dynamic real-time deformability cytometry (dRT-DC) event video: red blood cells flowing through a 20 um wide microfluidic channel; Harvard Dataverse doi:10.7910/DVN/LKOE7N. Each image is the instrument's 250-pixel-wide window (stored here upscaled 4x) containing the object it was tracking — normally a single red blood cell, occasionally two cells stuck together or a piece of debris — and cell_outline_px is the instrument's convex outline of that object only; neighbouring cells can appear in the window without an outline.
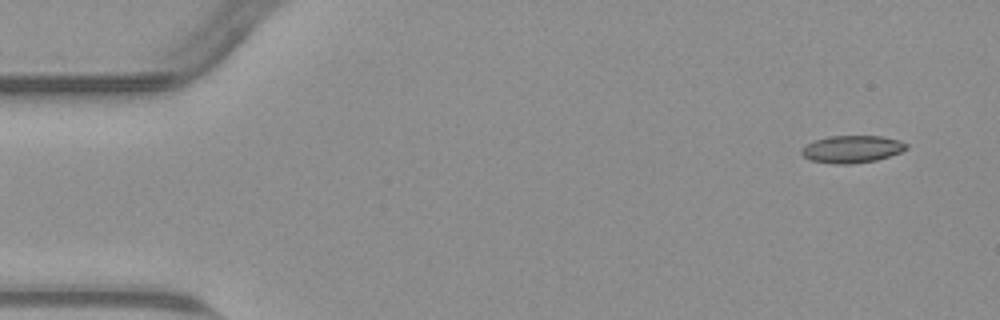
{"species": "common noctule bat (a hibernating species)", "species_latin": "Nyctalus noctula", "temperature_condition": "warm", "stored_images_in_passage": 52, "camera_frame_rate_fps": 3000, "um_per_image_px": 0.085, "animal": {"sex": "male", "body_mass_g": 23.1, "forearm_length_mm": 52.7}, "frame": {"image": 1, "passage_image": 1, "time_ms": 0.0, "image_size_px": [1000, 320], "cell_outline_px": [[908, 148], [900, 152], [876, 160], [852, 164], [832, 164], [808, 160], [800, 152], [808, 144], [816, 140], [828, 136], [880, 136], [900, 140], [908, 144]], "centroid_in_image_um": [72.43, 12.68], "position_along_channel_um": 12.6, "area_um2": 16.65}}
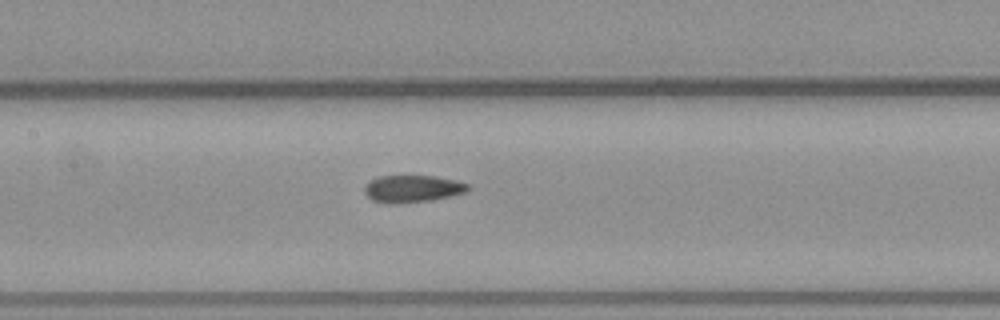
{"frame": {"image": 2, "passage_image": 23, "time_ms": 7.333, "image_size_px": [1000, 320], "cell_outline_px": [[468, 188], [464, 192], [432, 200], [392, 204], [384, 204], [372, 200], [364, 192], [364, 184], [368, 180], [380, 176], [432, 176], [456, 180], [468, 184]], "centroid_in_image_um": [34.97, 16.04], "position_along_channel_um": 172.4, "area_um2": 16.36}}
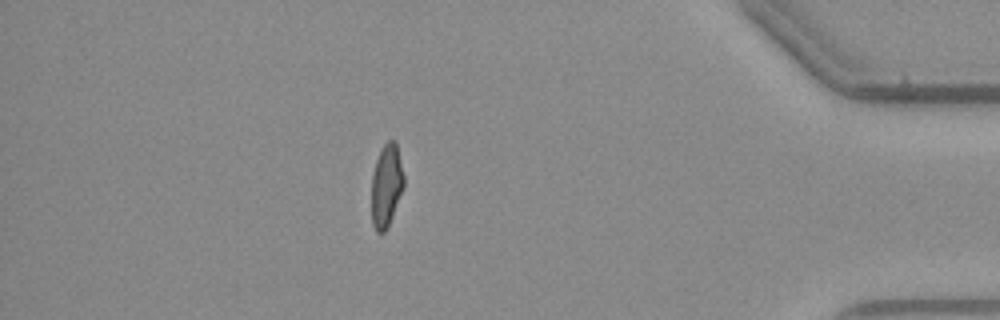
{"frame": {"image": 3, "passage_image": 45, "time_ms": 14.667, "image_size_px": [1000, 320], "cell_outline_px": [[404, 188], [392, 216], [384, 232], [376, 232], [372, 224], [372, 172], [380, 148], [388, 140], [396, 140], [404, 176]], "centroid_in_image_um": [32.84, 15.72], "position_along_channel_um": 402.4, "area_um2": 15.66}, "authors_computed_cell_mechanics": {"area_um2": 16.5308, "velocity_mm_per_s": 3.7951, "shape_relaxation_time_tau1_ms": null, "shape_relaxation_time_tau2_ms": 2.3281, "deformation_change_tau1": null, "deformation_change_tau2": 0.0816}}